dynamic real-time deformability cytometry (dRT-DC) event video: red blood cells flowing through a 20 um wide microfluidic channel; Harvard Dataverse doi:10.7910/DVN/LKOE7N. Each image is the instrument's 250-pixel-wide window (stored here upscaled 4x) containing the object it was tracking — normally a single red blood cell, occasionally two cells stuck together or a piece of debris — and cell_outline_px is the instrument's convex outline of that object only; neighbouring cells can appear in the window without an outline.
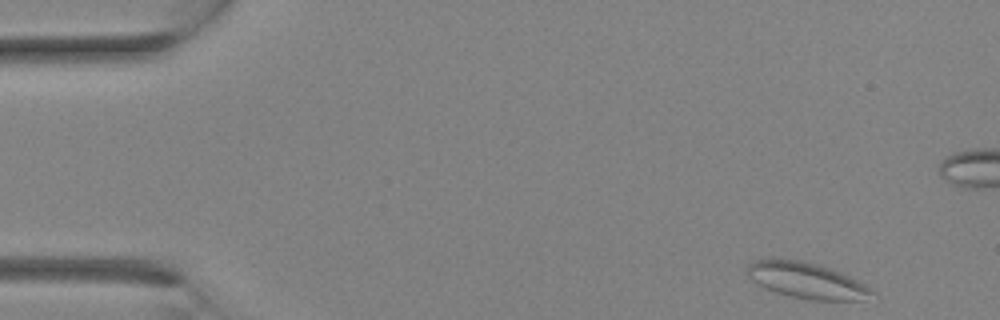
{"species": "Egyptian fruit bat (a non-hibernating species)", "species_latin": "Rousettus aegyptiacus", "temperature_condition": "room temperature", "stored_images_in_passage": 4, "camera_frame_rate_fps": 3000, "um_per_image_px": 0.085, "animal": {"sex": "female"}, "frame": {"image": 1, "passage_image": 1, "time_ms": 0.0, "image_size_px": [1000, 320], "cell_outline_px": [[876, 292], [864, 300], [808, 300], [776, 292], [764, 288], [752, 280], [744, 272], [756, 260], [804, 260], [820, 264], [832, 268], [864, 284]], "centroid_in_image_um": [68.59, 23.85], "position_along_channel_um": 16.4, "area_um2": 25.84}}